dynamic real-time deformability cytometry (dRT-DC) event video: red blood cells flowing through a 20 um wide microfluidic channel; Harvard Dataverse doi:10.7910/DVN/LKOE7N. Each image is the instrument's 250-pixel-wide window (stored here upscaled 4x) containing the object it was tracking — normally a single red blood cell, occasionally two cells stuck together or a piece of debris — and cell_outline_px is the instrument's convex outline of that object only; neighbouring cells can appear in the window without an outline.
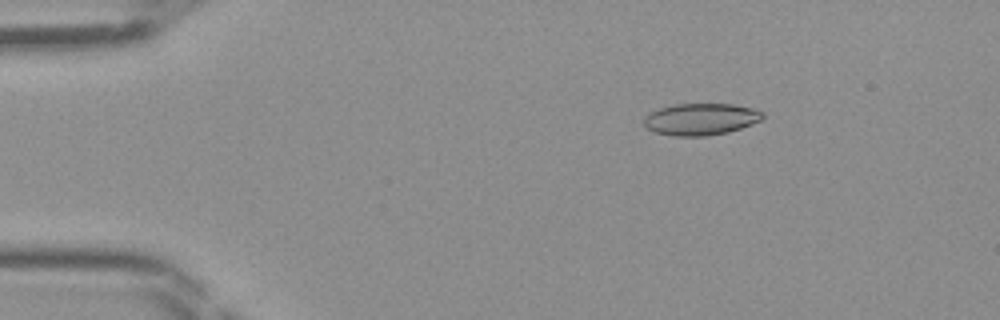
{"species": "Egyptian fruit bat (a non-hibernating species)", "species_latin": "Rousettus aegyptiacus", "temperature_condition": "room temperature", "stored_images_in_passage": 40, "camera_frame_rate_fps": 3000, "um_per_image_px": 0.085, "frame": {"image": 1, "passage_image": 2, "time_ms": 0.333, "image_size_px": [1000, 320], "cell_outline_px": [[764, 116], [760, 120], [740, 128], [728, 132], [708, 136], [672, 136], [656, 132], [648, 128], [644, 124], [644, 116], [648, 112], [672, 104], [732, 104], [752, 108], [764, 112]], "centroid_in_image_um": [59.54, 10.13], "position_along_channel_um": 25.5, "area_um2": 22.02}}
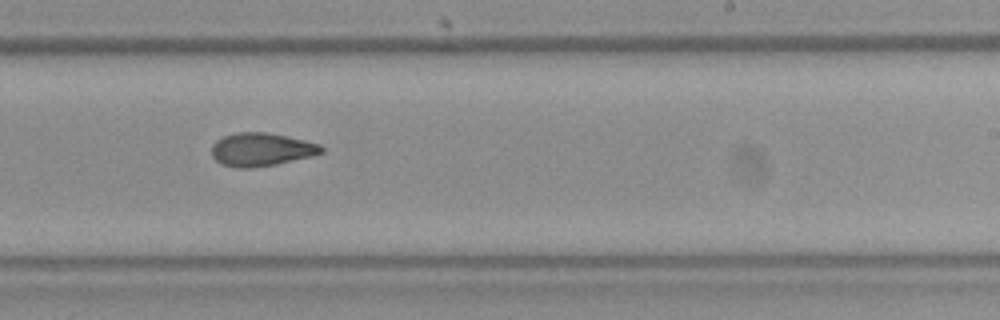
{"frame": {"image": 2, "passage_image": 23, "time_ms": 7.333, "image_size_px": [1000, 320], "cell_outline_px": [[324, 152], [312, 156], [276, 164], [252, 168], [236, 168], [220, 164], [212, 156], [212, 144], [216, 140], [224, 136], [236, 132], [268, 132], [288, 136], [320, 144], [324, 148]], "centroid_in_image_um": [22.21, 12.7], "position_along_channel_um": 266.8, "area_um2": 21.44}}
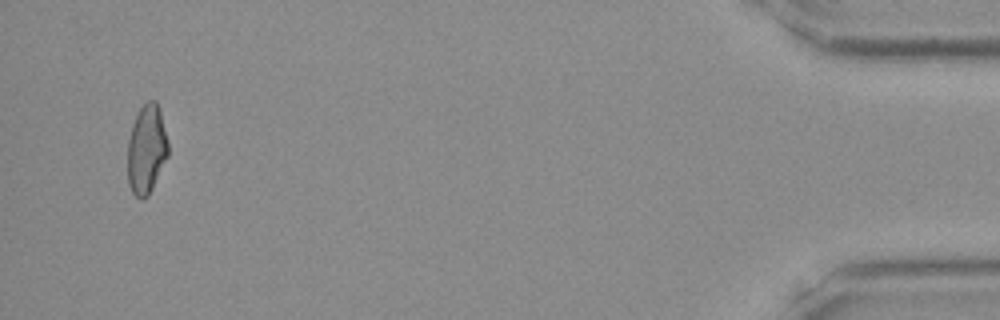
{"frame": {"image": 3, "passage_image": 39, "time_ms": 12.667, "image_size_px": [1000, 320], "cell_outline_px": [[168, 156], [148, 196], [140, 200], [132, 192], [128, 184], [128, 140], [132, 124], [140, 108], [148, 100], [156, 100], [160, 112], [168, 140]], "centroid_in_image_um": [12.45, 12.7], "position_along_channel_um": 422.7, "area_um2": 20.98}}